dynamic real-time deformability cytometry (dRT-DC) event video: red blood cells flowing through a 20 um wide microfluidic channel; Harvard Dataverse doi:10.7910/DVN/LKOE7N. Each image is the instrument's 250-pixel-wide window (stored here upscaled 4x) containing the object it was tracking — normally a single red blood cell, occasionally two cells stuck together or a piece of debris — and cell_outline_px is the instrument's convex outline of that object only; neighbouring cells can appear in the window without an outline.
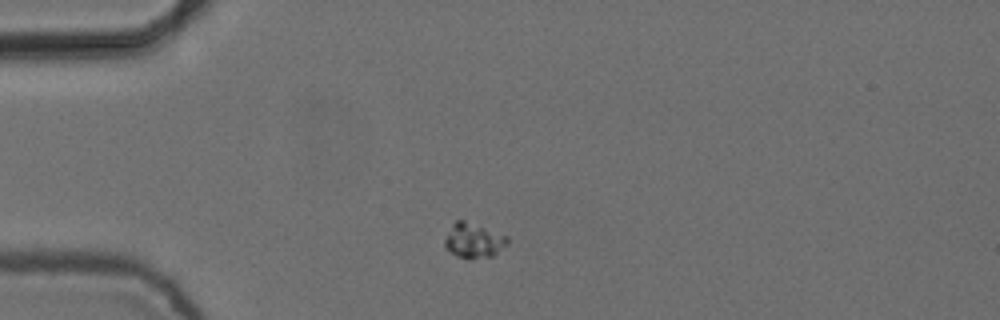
{"species": "common noctule bat (a hibernating species)", "species_latin": "Nyctalus noctula", "temperature_condition": "cold", "stored_images_in_passage": 12, "camera_frame_rate_fps": 3000, "um_per_image_px": 0.085, "animal": {"sex": "female", "body_mass_g": 24.6, "forearm_length_mm": 56.2}, "frame": {"image": 1, "passage_image": 1, "time_ms": 0.0, "image_size_px": [1000, 320], "cell_outline_px": [[508, 244], [492, 256], [472, 260], [468, 260], [456, 256], [448, 252], [444, 248], [444, 240], [452, 224], [456, 220], [464, 220], [508, 236]], "centroid_in_image_um": [40.23, 20.48], "position_along_channel_um": 44.8, "area_um2": 12.95}}
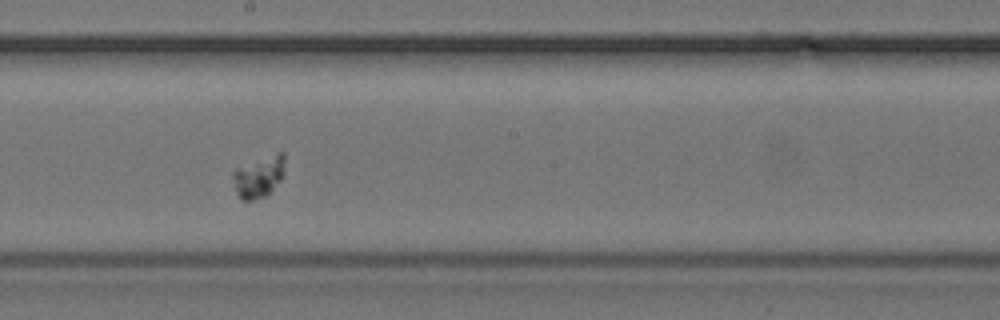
{"frame": {"image": 2, "passage_image": 6, "time_ms": 1.667, "image_size_px": [1000, 320], "cell_outline_px": [[284, 176], [264, 196], [252, 200], [240, 200], [236, 192], [232, 176], [232, 172], [236, 168], [276, 152], [284, 152]], "centroid_in_image_um": [21.99, 15.0], "position_along_channel_um": 226.2, "area_um2": 12.43}}
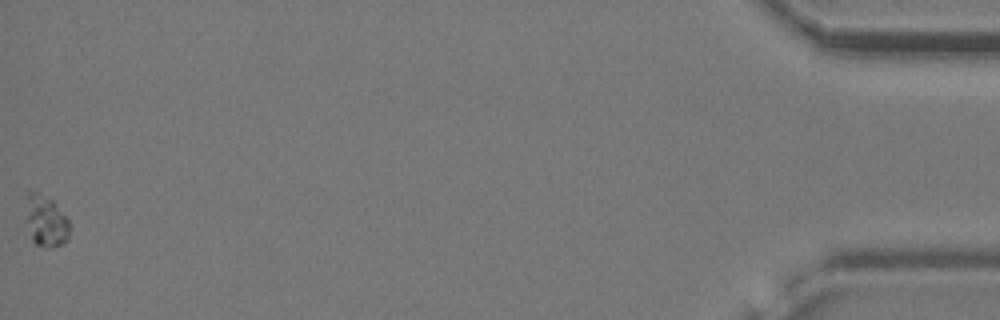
{"frame": {"image": 3, "passage_image": 12, "time_ms": 3.667, "image_size_px": [1000, 320], "cell_outline_px": [[68, 240], [64, 244], [48, 248], [44, 248], [36, 244], [32, 240], [28, 220], [28, 192], [36, 192], [52, 200], [56, 204], [68, 220]], "centroid_in_image_um": [3.95, 18.85], "position_along_channel_um": 431.3, "area_um2": 12.48}}